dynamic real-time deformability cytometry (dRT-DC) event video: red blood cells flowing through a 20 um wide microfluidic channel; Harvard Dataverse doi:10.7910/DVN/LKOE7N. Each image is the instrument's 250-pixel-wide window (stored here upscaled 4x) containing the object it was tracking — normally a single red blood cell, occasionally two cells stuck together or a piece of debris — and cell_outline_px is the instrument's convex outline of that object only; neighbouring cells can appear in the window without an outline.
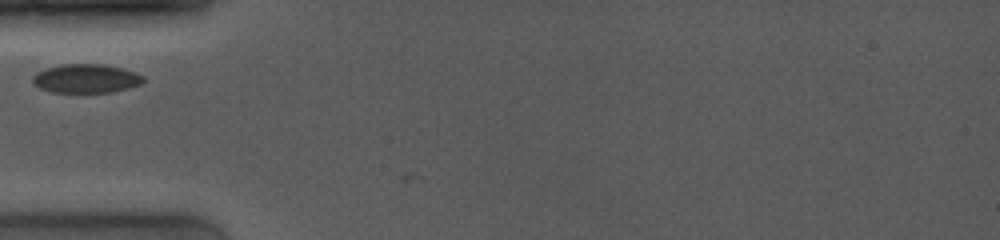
{"species": "common noctule bat (a hibernating species)", "species_latin": "Nyctalus noctula", "temperature_condition": "room temperature", "stored_images_in_passage": 3, "camera_frame_rate_fps": 4000, "um_per_image_px": 0.085, "animal": {"sex": "female", "body_mass_g": 19.0, "forearm_length_mm": 53.3}, "frame": {"image": 1, "passage_image": 2, "time_ms": 0.75, "image_size_px": [1000, 240], "cell_outline_px": [[144, 80], [140, 84], [128, 88], [112, 92], [52, 92], [40, 88], [32, 84], [32, 76], [36, 72], [44, 68], [60, 64], [100, 64], [120, 68], [136, 72], [144, 76]], "centroid_in_image_um": [7.27, 6.67], "position_along_channel_um": 77.7, "area_um2": 18.67}}